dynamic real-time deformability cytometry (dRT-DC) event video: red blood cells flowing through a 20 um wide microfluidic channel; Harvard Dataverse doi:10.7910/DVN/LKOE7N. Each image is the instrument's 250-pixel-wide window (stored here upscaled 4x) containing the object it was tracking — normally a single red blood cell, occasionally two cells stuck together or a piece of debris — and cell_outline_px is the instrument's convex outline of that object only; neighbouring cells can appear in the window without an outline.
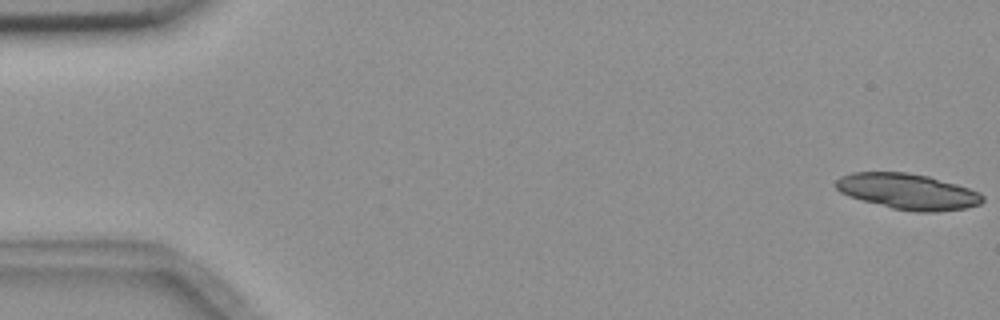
{"species": "common noctule bat (a hibernating species)", "species_latin": "Nyctalus noctula", "temperature_condition": "room temperature", "stored_images_in_passage": 8, "camera_frame_rate_fps": 3000, "um_per_image_px": 0.085, "animal": {"sex": "female", "body_mass_g": 18.4}, "frame": {"image": 1, "passage_image": 1, "time_ms": 0.0, "image_size_px": [1000, 320], "cell_outline_px": [[984, 200], [980, 204], [964, 208], [936, 212], [920, 212], [892, 208], [848, 196], [840, 192], [832, 184], [840, 176], [852, 172], [904, 172], [928, 176], [956, 184], [980, 192], [984, 196]], "centroid_in_image_um": [77.14, 16.27], "position_along_channel_um": 7.9, "area_um2": 30.52}}
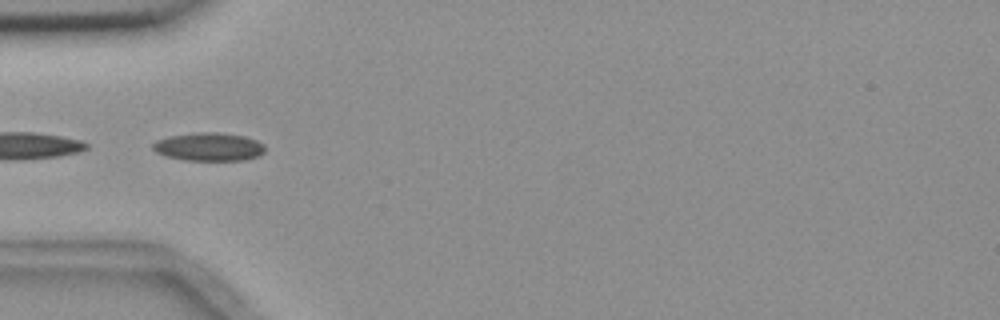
{"frame": {"image": 2, "passage_image": 6, "time_ms": 5.667, "image_size_px": [1000, 320], "cell_outline_px": [[264, 152], [260, 156], [244, 160], [184, 160], [164, 156], [156, 152], [152, 148], [152, 144], [156, 140], [168, 136], [196, 132], [216, 132], [244, 136], [256, 140], [264, 144]], "centroid_in_image_um": [17.74, 12.48], "position_along_channel_um": 67.3, "area_um2": 18.61}}
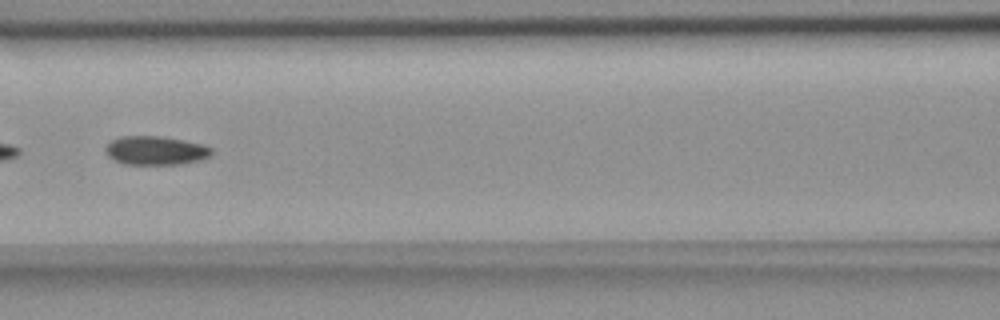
{"frame": {"image": 3, "passage_image": 8, "time_ms": 8.0, "image_size_px": [1000, 320], "cell_outline_px": [[212, 156], [200, 160], [180, 164], [124, 164], [112, 160], [104, 152], [104, 148], [112, 140], [120, 136], [156, 136], [184, 140], [200, 144], [212, 148]], "centroid_in_image_um": [13.2, 12.8], "position_along_channel_um": 153.4, "area_um2": 17.86}}